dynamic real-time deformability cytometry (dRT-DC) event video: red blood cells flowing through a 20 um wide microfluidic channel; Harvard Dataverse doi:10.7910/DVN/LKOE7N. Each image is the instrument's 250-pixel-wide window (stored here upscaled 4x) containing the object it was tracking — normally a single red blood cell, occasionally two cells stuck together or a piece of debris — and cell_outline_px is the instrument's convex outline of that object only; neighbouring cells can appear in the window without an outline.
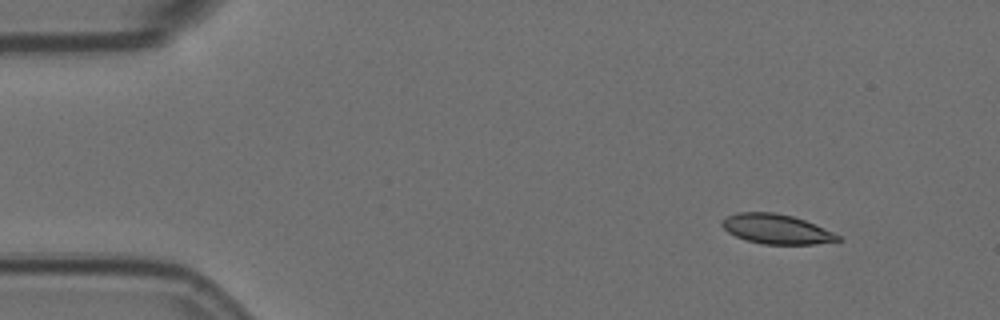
{"species": "Egyptian fruit bat (a non-hibernating species)", "species_latin": "Rousettus aegyptiacus", "temperature_condition": "room temperature", "stored_images_in_passage": 4, "camera_frame_rate_fps": 3000, "um_per_image_px": 0.085, "animal": {"sex": "female"}, "frame": {"image": 1, "passage_image": 1, "time_ms": 0.0, "image_size_px": [1000, 320], "cell_outline_px": [[844, 240], [816, 244], [764, 244], [744, 240], [728, 232], [720, 224], [720, 220], [736, 212], [776, 212], [792, 216], [804, 220], [832, 232], [840, 236]], "centroid_in_image_um": [65.96, 19.47], "position_along_channel_um": 19.0, "area_um2": 20.06}}
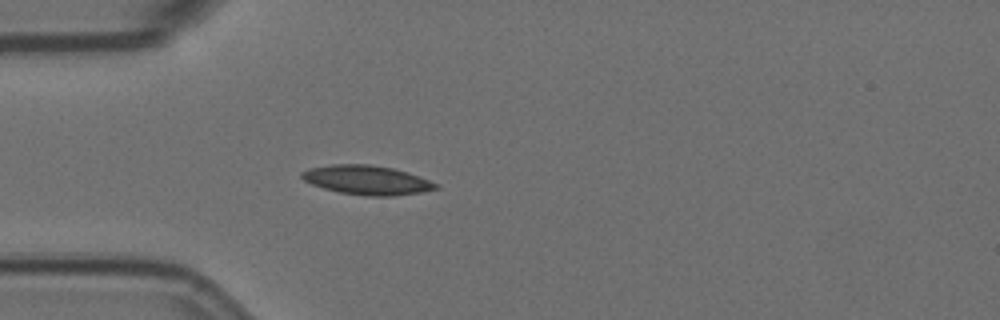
{"frame": {"image": 2, "passage_image": 4, "time_ms": 1.0, "image_size_px": [1000, 320], "cell_outline_px": [[440, 188], [420, 192], [392, 196], [364, 196], [340, 192], [324, 188], [312, 184], [304, 180], [300, 176], [300, 172], [308, 168], [332, 164], [368, 164], [392, 168], [408, 172], [440, 184]], "centroid_in_image_um": [31.19, 15.3], "position_along_channel_um": 53.8, "area_um2": 22.89}}